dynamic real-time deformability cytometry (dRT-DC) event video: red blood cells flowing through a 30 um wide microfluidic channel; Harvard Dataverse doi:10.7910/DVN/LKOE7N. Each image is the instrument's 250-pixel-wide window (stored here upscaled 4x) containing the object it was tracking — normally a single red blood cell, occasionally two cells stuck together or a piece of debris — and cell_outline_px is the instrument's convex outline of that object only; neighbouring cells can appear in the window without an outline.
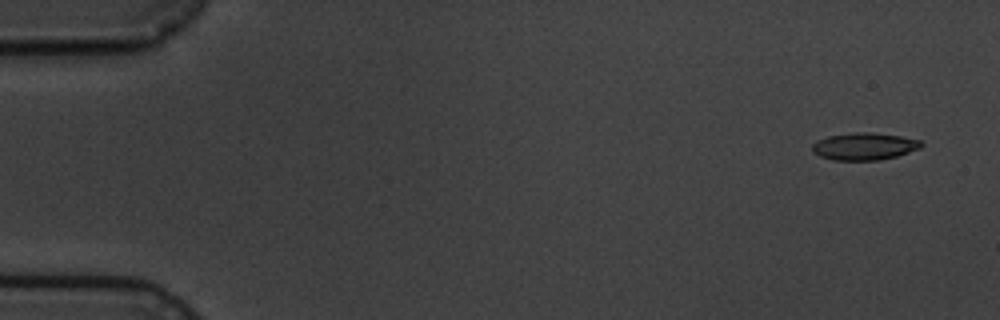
{"species": "common noctule bat (a hibernating species)", "species_latin": "Nyctalus noctula", "temperature_condition": "cold", "stored_images_in_passage": 5, "camera_frame_rate_fps": 3000, "um_per_image_px": 0.085, "animal": {"sex": "male", "body_mass_g": 19.5, "forearm_length_mm": 54.6}, "frame": {"image": 1, "passage_image": 1, "time_ms": 0.0, "image_size_px": [1000, 320], "cell_outline_px": [[924, 144], [920, 148], [896, 156], [880, 160], [832, 160], [820, 156], [812, 152], [812, 144], [816, 140], [828, 136], [856, 132], [872, 132], [900, 136], [920, 140]], "centroid_in_image_um": [73.44, 12.44], "position_along_channel_um": 11.6, "area_um2": 17.34}}